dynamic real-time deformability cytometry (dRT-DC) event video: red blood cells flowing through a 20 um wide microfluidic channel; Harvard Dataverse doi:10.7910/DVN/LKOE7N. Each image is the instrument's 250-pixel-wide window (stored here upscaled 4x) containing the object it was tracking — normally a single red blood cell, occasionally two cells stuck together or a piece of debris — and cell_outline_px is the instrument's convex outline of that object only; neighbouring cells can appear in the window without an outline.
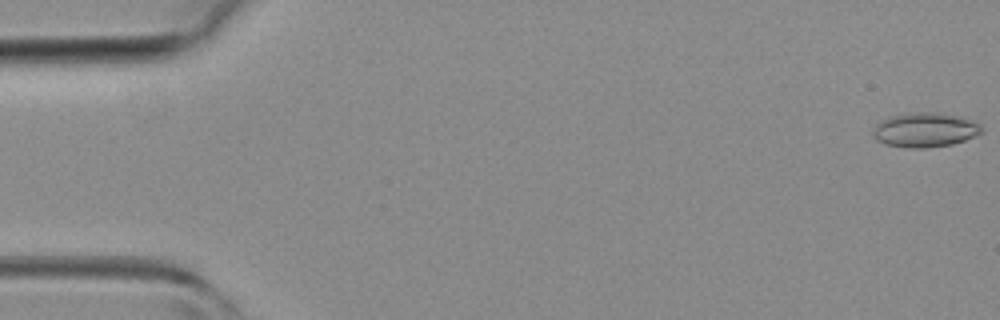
{"species": "common noctule bat (a hibernating species)", "species_latin": "Nyctalus noctula", "temperature_condition": "room temperature", "stored_images_in_passage": 44, "camera_frame_rate_fps": 3000, "um_per_image_px": 0.085, "animal": {"sex": "female", "body_mass_g": 19.3, "forearm_length_mm": 54.1}, "frame": {"image": 1, "passage_image": 1, "time_ms": 0.0, "image_size_px": [1000, 320], "cell_outline_px": [[984, 128], [980, 132], [964, 140], [952, 144], [924, 148], [908, 148], [884, 144], [876, 140], [872, 132], [872, 128], [880, 120], [888, 116], [912, 112], [940, 112], [960, 116], [972, 120], [980, 124]], "centroid_in_image_um": [78.58, 11.02], "position_along_channel_um": 6.4, "area_um2": 22.08}}
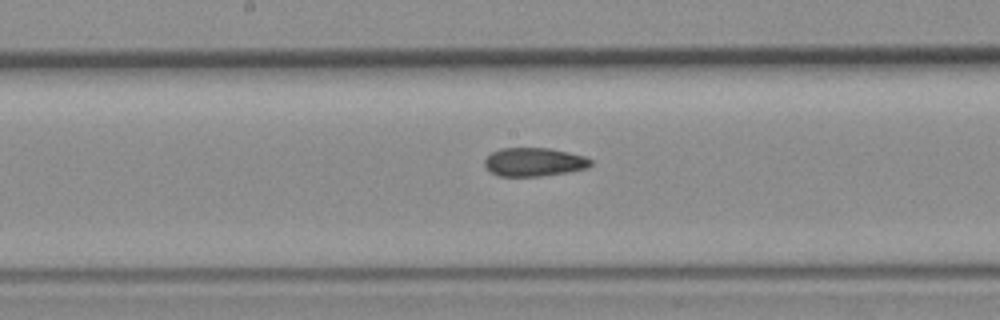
{"frame": {"image": 2, "passage_image": 23, "time_ms": 7.333, "image_size_px": [1000, 320], "cell_outline_px": [[592, 164], [584, 168], [568, 172], [540, 176], [500, 176], [492, 172], [484, 164], [484, 160], [492, 152], [500, 148], [548, 148], [568, 152], [584, 156], [592, 160]], "centroid_in_image_um": [45.39, 13.76], "position_along_channel_um": 202.8, "area_um2": 17.46}}
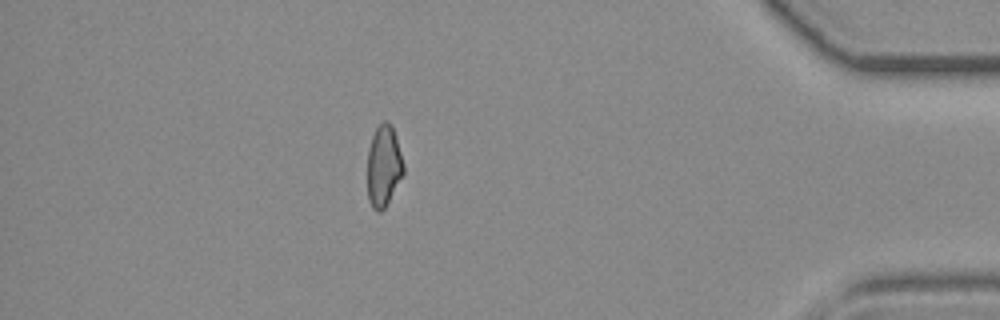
{"frame": {"image": 3, "passage_image": 39, "time_ms": 12.667, "image_size_px": [1000, 320], "cell_outline_px": [[404, 172], [384, 208], [380, 212], [376, 212], [372, 208], [368, 200], [368, 148], [372, 136], [376, 128], [384, 120], [388, 120], [392, 124], [396, 136], [404, 164]], "centroid_in_image_um": [32.61, 14.08], "position_along_channel_um": 402.6, "area_um2": 17.11}}